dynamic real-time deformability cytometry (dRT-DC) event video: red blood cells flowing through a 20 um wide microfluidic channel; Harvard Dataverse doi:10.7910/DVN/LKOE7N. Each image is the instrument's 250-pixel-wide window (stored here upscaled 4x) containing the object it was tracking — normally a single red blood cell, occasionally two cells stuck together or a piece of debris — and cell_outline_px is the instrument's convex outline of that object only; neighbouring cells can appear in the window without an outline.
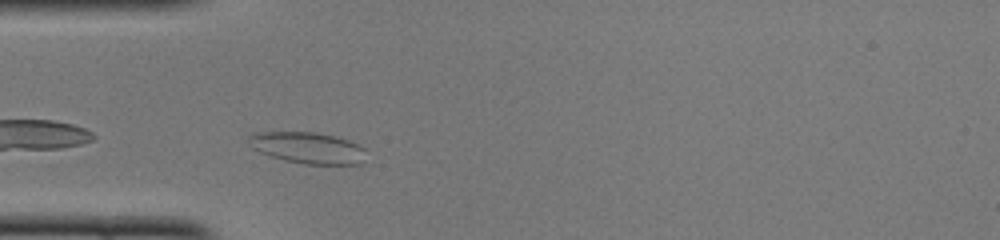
{"species": "common noctule bat (a hibernating species)", "species_latin": "Nyctalus noctula", "temperature_condition": "cold", "stored_images_in_passage": 30, "camera_frame_rate_fps": 3000, "um_per_image_px": 0.085, "animal": {"sex": "female", "body_mass_g": 22.0, "forearm_length_mm": 56.7}, "frame": {"image": 1, "passage_image": 2, "time_ms": 0.333, "image_size_px": [1000, 240], "cell_outline_px": [[364, 164], [304, 164], [284, 160], [260, 152], [252, 148], [248, 140], [248, 136], [252, 132], [316, 132], [348, 140], [360, 144], [364, 148]], "centroid_in_image_um": [26.16, 12.56], "position_along_channel_um": 58.8, "area_um2": 21.5}}
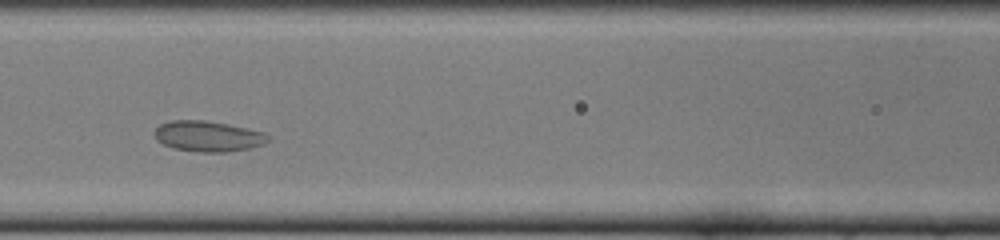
{"frame": {"image": 2, "passage_image": 9, "time_ms": 2.667, "image_size_px": [1000, 240], "cell_outline_px": [[272, 136], [264, 144], [248, 148], [228, 152], [196, 152], [176, 148], [164, 144], [156, 140], [152, 132], [160, 124], [172, 120], [204, 120], [228, 124], [248, 128], [264, 132]], "centroid_in_image_um": [17.69, 11.57], "position_along_channel_um": 148.9, "area_um2": 20.4}}
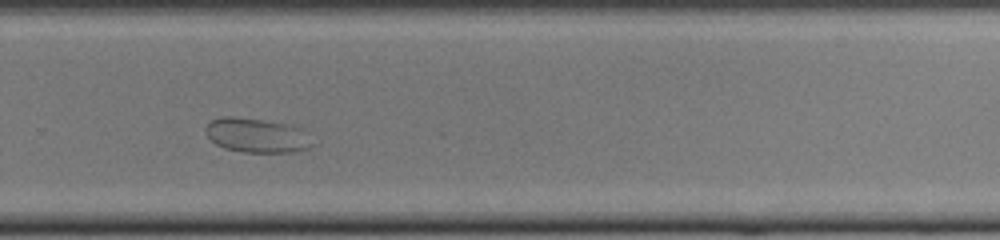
{"frame": {"image": 3, "passage_image": 21, "time_ms": 6.667, "image_size_px": [1000, 240], "cell_outline_px": [[312, 144], [308, 148], [292, 152], [240, 152], [224, 148], [216, 144], [208, 136], [204, 128], [212, 120], [224, 116], [236, 116], [264, 120], [288, 124], [304, 128]], "centroid_in_image_um": [21.82, 11.5], "position_along_channel_um": 308.0, "area_um2": 21.44}}